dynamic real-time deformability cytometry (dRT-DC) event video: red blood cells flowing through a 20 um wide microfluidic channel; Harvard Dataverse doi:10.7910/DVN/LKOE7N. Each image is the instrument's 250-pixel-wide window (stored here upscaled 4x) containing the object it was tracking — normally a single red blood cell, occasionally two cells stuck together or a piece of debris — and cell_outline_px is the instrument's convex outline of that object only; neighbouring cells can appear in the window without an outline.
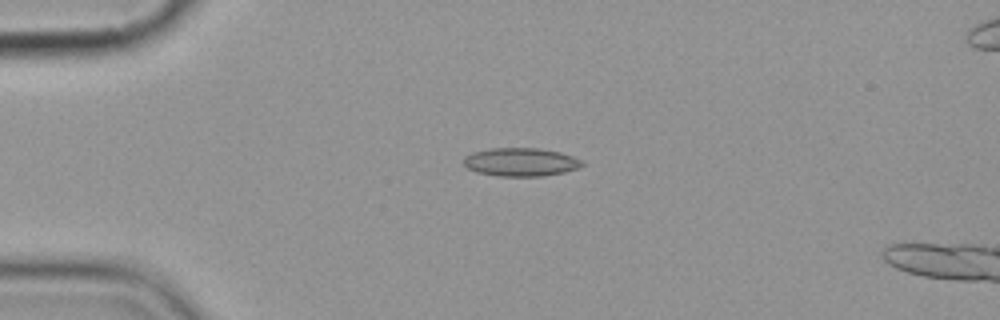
{"species": "common noctule bat (a hibernating species)", "species_latin": "Nyctalus noctula", "temperature_condition": "cold", "stored_images_in_passage": 3, "camera_frame_rate_fps": 3000, "um_per_image_px": 0.085, "animal": {"sex": "female", "body_mass_g": 19.9}, "frame": {"image": 1, "passage_image": 1, "time_ms": 0.0, "image_size_px": [1000, 320], "cell_outline_px": [[584, 164], [576, 168], [564, 172], [540, 176], [500, 176], [476, 172], [468, 168], [464, 164], [464, 156], [472, 152], [488, 148], [540, 148], [560, 152], [572, 156], [580, 160]], "centroid_in_image_um": [44.22, 13.76], "position_along_channel_um": 40.8, "area_um2": 19.48}}
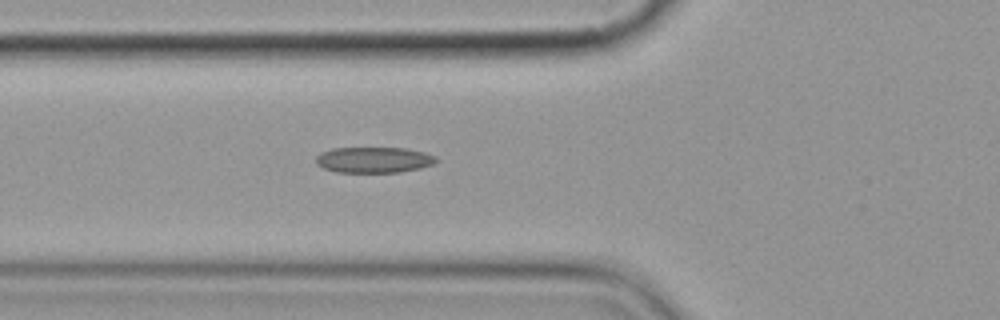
{"frame": {"image": 2, "passage_image": 3, "time_ms": 2.333, "image_size_px": [1000, 320], "cell_outline_px": [[440, 160], [432, 164], [420, 168], [400, 172], [336, 172], [324, 168], [316, 164], [316, 156], [320, 152], [332, 148], [404, 148], [424, 152], [436, 156]], "centroid_in_image_um": [31.77, 13.58], "position_along_channel_um": 94.0, "area_um2": 18.15}}